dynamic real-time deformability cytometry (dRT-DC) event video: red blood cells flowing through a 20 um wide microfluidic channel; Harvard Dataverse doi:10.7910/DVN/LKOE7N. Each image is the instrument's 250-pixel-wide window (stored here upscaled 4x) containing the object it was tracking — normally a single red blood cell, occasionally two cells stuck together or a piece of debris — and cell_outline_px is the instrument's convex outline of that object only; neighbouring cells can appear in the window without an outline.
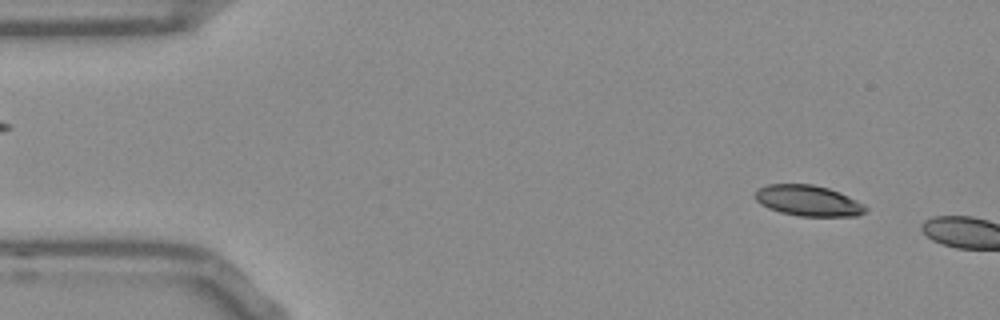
{"species": "Egyptian fruit bat (a non-hibernating species)", "species_latin": "Rousettus aegyptiacus", "temperature_condition": "room temperature", "stored_images_in_passage": 6, "camera_frame_rate_fps": 3000, "um_per_image_px": 0.085, "frame": {"image": 1, "passage_image": 4, "time_ms": 1.0, "image_size_px": [1000, 320], "cell_outline_px": [[868, 208], [864, 212], [856, 216], [800, 216], [780, 212], [768, 208], [760, 204], [756, 200], [756, 188], [768, 184], [812, 184], [828, 188], [840, 192], [864, 204]], "centroid_in_image_um": [68.68, 17.05], "position_along_channel_um": 16.3, "area_um2": 19.83}}